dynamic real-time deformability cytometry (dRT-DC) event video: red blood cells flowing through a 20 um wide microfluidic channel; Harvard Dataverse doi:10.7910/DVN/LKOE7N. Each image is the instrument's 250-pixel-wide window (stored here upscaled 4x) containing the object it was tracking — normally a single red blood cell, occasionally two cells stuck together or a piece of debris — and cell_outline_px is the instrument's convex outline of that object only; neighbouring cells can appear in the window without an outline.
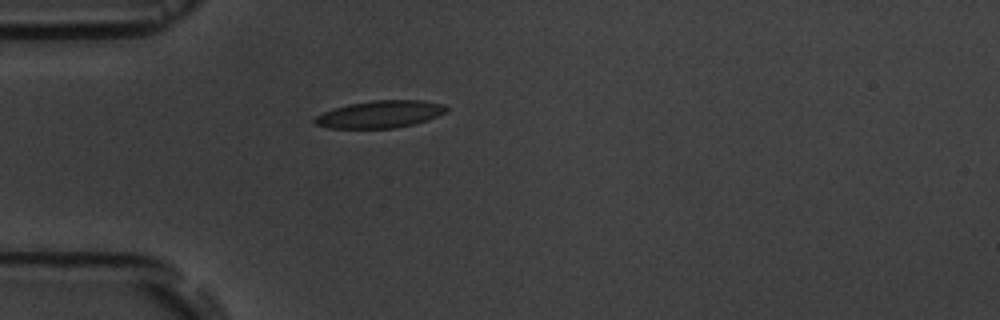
{"species": "common noctule bat (a hibernating species)", "species_latin": "Nyctalus noctula", "temperature_condition": "room temperature", "stored_images_in_passage": 1, "camera_frame_rate_fps": 3000, "um_per_image_px": 0.085, "animal": {"sex": "male", "body_mass_g": 19.5, "forearm_length_mm": 54.6}, "frame": {"image": 1, "passage_image": 1, "time_ms": 0.0, "image_size_px": [1000, 320], "cell_outline_px": [[448, 112], [428, 120], [396, 128], [328, 128], [316, 124], [312, 120], [316, 116], [332, 108], [348, 104], [372, 100], [424, 100], [444, 104], [448, 108]], "centroid_in_image_um": [32.33, 9.7], "position_along_channel_um": 52.7, "area_um2": 21.1}}